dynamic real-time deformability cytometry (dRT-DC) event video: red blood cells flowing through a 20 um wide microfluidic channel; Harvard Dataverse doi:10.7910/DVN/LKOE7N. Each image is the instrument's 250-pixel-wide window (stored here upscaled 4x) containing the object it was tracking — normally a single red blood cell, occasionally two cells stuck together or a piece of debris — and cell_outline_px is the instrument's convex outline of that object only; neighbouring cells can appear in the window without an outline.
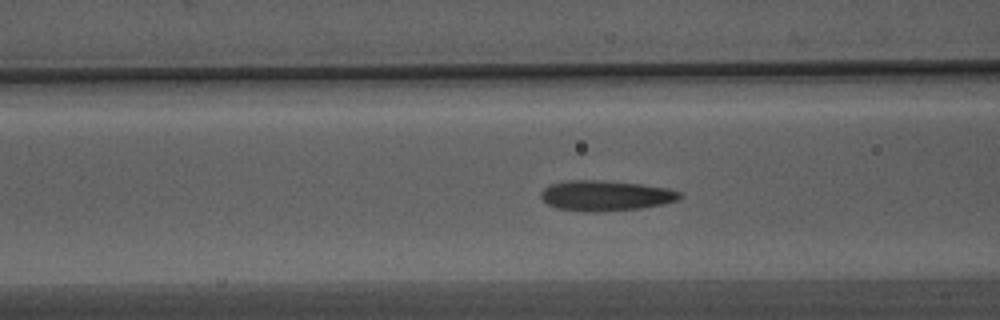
{"species": "Egyptian fruit bat (a non-hibernating species)", "species_latin": "Rousettus aegyptiacus", "temperature_condition": "warm", "stored_images_in_passage": 36, "camera_frame_rate_fps": 3000, "um_per_image_px": 0.085, "animal": {"sex": "male"}, "frame": {"image": 1, "passage_image": 21, "time_ms": 6.667, "image_size_px": [1000, 320], "cell_outline_px": [[684, 196], [676, 200], [664, 204], [640, 208], [604, 212], [584, 212], [556, 208], [548, 204], [540, 196], [540, 192], [548, 184], [568, 180], [596, 180], [640, 184], [668, 188], [680, 192]], "centroid_in_image_um": [51.45, 16.64], "position_along_channel_um": 115.1, "area_um2": 24.74}}
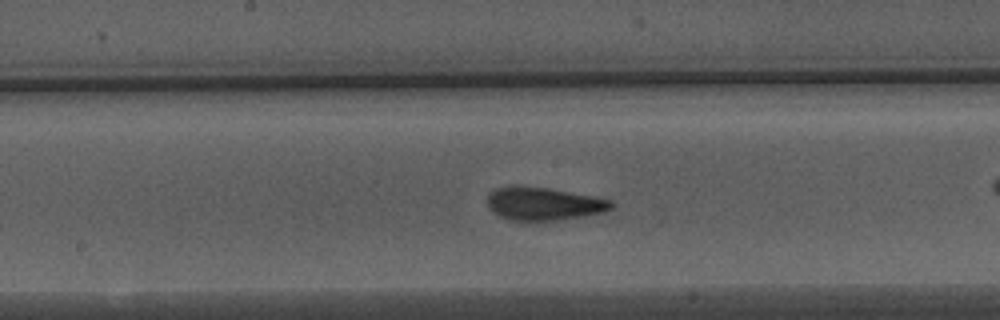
{"frame": {"image": 2, "passage_image": 28, "time_ms": 9.0, "image_size_px": [1000, 320], "cell_outline_px": [[616, 204], [612, 208], [604, 212], [584, 216], [560, 220], [508, 220], [496, 216], [488, 208], [488, 196], [496, 188], [548, 188], [592, 196], [612, 200]], "centroid_in_image_um": [46.26, 17.36], "position_along_channel_um": 201.9, "area_um2": 23.41}}
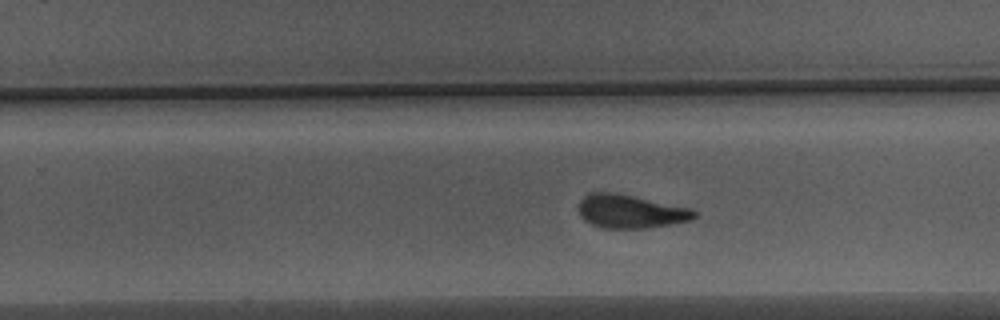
{"frame": {"image": 3, "passage_image": 34, "time_ms": 11.0, "image_size_px": [1000, 320], "cell_outline_px": [[696, 216], [692, 220], [648, 228], [604, 228], [592, 224], [584, 220], [580, 216], [580, 200], [588, 192], [616, 192], [692, 208], [696, 212]], "centroid_in_image_um": [53.6, 17.96], "position_along_channel_um": 276.2, "area_um2": 22.66}}